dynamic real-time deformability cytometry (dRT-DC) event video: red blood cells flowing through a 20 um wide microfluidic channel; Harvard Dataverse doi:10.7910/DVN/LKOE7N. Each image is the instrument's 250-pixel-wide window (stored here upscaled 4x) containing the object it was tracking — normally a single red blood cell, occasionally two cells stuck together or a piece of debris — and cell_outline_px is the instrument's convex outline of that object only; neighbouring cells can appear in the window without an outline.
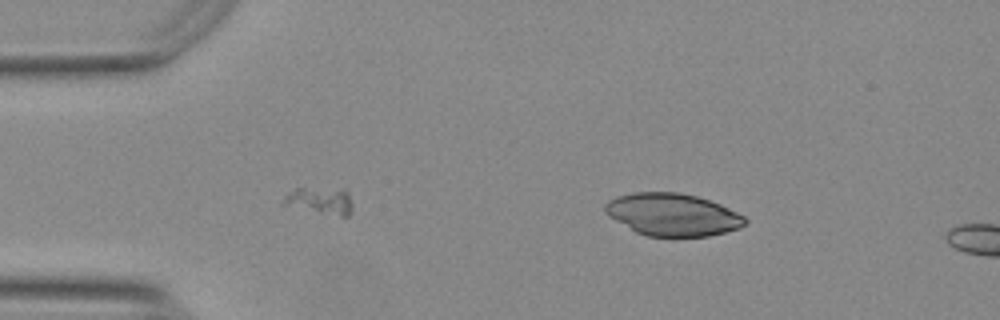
{"species": "Egyptian fruit bat (a non-hibernating species)", "species_latin": "Rousettus aegyptiacus", "temperature_condition": "warm", "stored_images_in_passage": 4, "camera_frame_rate_fps": 3000, "um_per_image_px": 0.085, "animal": {"sex": "female"}, "frame": {"image": 1, "passage_image": 1, "time_ms": 0.0, "image_size_px": [1000, 320], "cell_outline_px": [[748, 220], [740, 228], [708, 236], [648, 236], [636, 232], [608, 216], [604, 212], [604, 204], [608, 200], [616, 196], [632, 192], [680, 192], [696, 196], [720, 204], [744, 216]], "centroid_in_image_um": [57.13, 18.23], "position_along_channel_um": 27.9, "area_um2": 34.56}}